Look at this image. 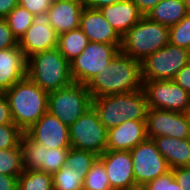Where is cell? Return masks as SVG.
I'll return each instance as SVG.
<instances>
[{
    "label": "cell",
    "mask_w": 190,
    "mask_h": 190,
    "mask_svg": "<svg viewBox=\"0 0 190 190\" xmlns=\"http://www.w3.org/2000/svg\"><path fill=\"white\" fill-rule=\"evenodd\" d=\"M86 87L92 98L142 89L141 62L120 51Z\"/></svg>",
    "instance_id": "obj_1"
},
{
    "label": "cell",
    "mask_w": 190,
    "mask_h": 190,
    "mask_svg": "<svg viewBox=\"0 0 190 190\" xmlns=\"http://www.w3.org/2000/svg\"><path fill=\"white\" fill-rule=\"evenodd\" d=\"M4 94L10 106L13 123L23 132L47 112L48 92L28 76L15 83Z\"/></svg>",
    "instance_id": "obj_2"
},
{
    "label": "cell",
    "mask_w": 190,
    "mask_h": 190,
    "mask_svg": "<svg viewBox=\"0 0 190 190\" xmlns=\"http://www.w3.org/2000/svg\"><path fill=\"white\" fill-rule=\"evenodd\" d=\"M92 107L107 130L126 120H146L148 103L142 89L92 98Z\"/></svg>",
    "instance_id": "obj_3"
},
{
    "label": "cell",
    "mask_w": 190,
    "mask_h": 190,
    "mask_svg": "<svg viewBox=\"0 0 190 190\" xmlns=\"http://www.w3.org/2000/svg\"><path fill=\"white\" fill-rule=\"evenodd\" d=\"M27 76L48 93L73 83L70 63L57 47L30 56Z\"/></svg>",
    "instance_id": "obj_4"
},
{
    "label": "cell",
    "mask_w": 190,
    "mask_h": 190,
    "mask_svg": "<svg viewBox=\"0 0 190 190\" xmlns=\"http://www.w3.org/2000/svg\"><path fill=\"white\" fill-rule=\"evenodd\" d=\"M169 43V27L143 16L122 37L121 51L142 62Z\"/></svg>",
    "instance_id": "obj_5"
},
{
    "label": "cell",
    "mask_w": 190,
    "mask_h": 190,
    "mask_svg": "<svg viewBox=\"0 0 190 190\" xmlns=\"http://www.w3.org/2000/svg\"><path fill=\"white\" fill-rule=\"evenodd\" d=\"M92 107V96L86 85L73 82L48 93L47 111L70 127Z\"/></svg>",
    "instance_id": "obj_6"
},
{
    "label": "cell",
    "mask_w": 190,
    "mask_h": 190,
    "mask_svg": "<svg viewBox=\"0 0 190 190\" xmlns=\"http://www.w3.org/2000/svg\"><path fill=\"white\" fill-rule=\"evenodd\" d=\"M121 46L122 44L89 42L83 52L70 62L73 82L87 85L110 64L121 51Z\"/></svg>",
    "instance_id": "obj_7"
},
{
    "label": "cell",
    "mask_w": 190,
    "mask_h": 190,
    "mask_svg": "<svg viewBox=\"0 0 190 190\" xmlns=\"http://www.w3.org/2000/svg\"><path fill=\"white\" fill-rule=\"evenodd\" d=\"M189 62V50L168 43L141 62L142 80H173Z\"/></svg>",
    "instance_id": "obj_8"
},
{
    "label": "cell",
    "mask_w": 190,
    "mask_h": 190,
    "mask_svg": "<svg viewBox=\"0 0 190 190\" xmlns=\"http://www.w3.org/2000/svg\"><path fill=\"white\" fill-rule=\"evenodd\" d=\"M108 130L99 120L93 107H90L70 127L71 148L82 149L102 155L107 148Z\"/></svg>",
    "instance_id": "obj_9"
},
{
    "label": "cell",
    "mask_w": 190,
    "mask_h": 190,
    "mask_svg": "<svg viewBox=\"0 0 190 190\" xmlns=\"http://www.w3.org/2000/svg\"><path fill=\"white\" fill-rule=\"evenodd\" d=\"M135 184L141 189L148 182L170 171V167L157 149L153 139H146L130 150Z\"/></svg>",
    "instance_id": "obj_10"
},
{
    "label": "cell",
    "mask_w": 190,
    "mask_h": 190,
    "mask_svg": "<svg viewBox=\"0 0 190 190\" xmlns=\"http://www.w3.org/2000/svg\"><path fill=\"white\" fill-rule=\"evenodd\" d=\"M148 108L187 113L190 94L173 80L143 81Z\"/></svg>",
    "instance_id": "obj_11"
},
{
    "label": "cell",
    "mask_w": 190,
    "mask_h": 190,
    "mask_svg": "<svg viewBox=\"0 0 190 190\" xmlns=\"http://www.w3.org/2000/svg\"><path fill=\"white\" fill-rule=\"evenodd\" d=\"M20 145L24 170H39L52 175L65 165V158L70 149H48L32 140L25 132L21 137Z\"/></svg>",
    "instance_id": "obj_12"
},
{
    "label": "cell",
    "mask_w": 190,
    "mask_h": 190,
    "mask_svg": "<svg viewBox=\"0 0 190 190\" xmlns=\"http://www.w3.org/2000/svg\"><path fill=\"white\" fill-rule=\"evenodd\" d=\"M146 134L148 139L161 136L177 139L190 138V118L188 113L148 109Z\"/></svg>",
    "instance_id": "obj_13"
},
{
    "label": "cell",
    "mask_w": 190,
    "mask_h": 190,
    "mask_svg": "<svg viewBox=\"0 0 190 190\" xmlns=\"http://www.w3.org/2000/svg\"><path fill=\"white\" fill-rule=\"evenodd\" d=\"M57 45L58 34L50 26L47 12L34 15L32 25L18 41L26 59L36 53L56 48Z\"/></svg>",
    "instance_id": "obj_14"
},
{
    "label": "cell",
    "mask_w": 190,
    "mask_h": 190,
    "mask_svg": "<svg viewBox=\"0 0 190 190\" xmlns=\"http://www.w3.org/2000/svg\"><path fill=\"white\" fill-rule=\"evenodd\" d=\"M98 159L105 167L112 190H138L130 151L106 150Z\"/></svg>",
    "instance_id": "obj_15"
},
{
    "label": "cell",
    "mask_w": 190,
    "mask_h": 190,
    "mask_svg": "<svg viewBox=\"0 0 190 190\" xmlns=\"http://www.w3.org/2000/svg\"><path fill=\"white\" fill-rule=\"evenodd\" d=\"M25 133L48 149L71 148L69 127L48 111Z\"/></svg>",
    "instance_id": "obj_16"
},
{
    "label": "cell",
    "mask_w": 190,
    "mask_h": 190,
    "mask_svg": "<svg viewBox=\"0 0 190 190\" xmlns=\"http://www.w3.org/2000/svg\"><path fill=\"white\" fill-rule=\"evenodd\" d=\"M146 139V120H126L108 130L106 150L130 151Z\"/></svg>",
    "instance_id": "obj_17"
},
{
    "label": "cell",
    "mask_w": 190,
    "mask_h": 190,
    "mask_svg": "<svg viewBox=\"0 0 190 190\" xmlns=\"http://www.w3.org/2000/svg\"><path fill=\"white\" fill-rule=\"evenodd\" d=\"M79 28L88 37L89 42L122 44V38L104 18L99 9L84 7Z\"/></svg>",
    "instance_id": "obj_18"
},
{
    "label": "cell",
    "mask_w": 190,
    "mask_h": 190,
    "mask_svg": "<svg viewBox=\"0 0 190 190\" xmlns=\"http://www.w3.org/2000/svg\"><path fill=\"white\" fill-rule=\"evenodd\" d=\"M27 76V59L17 45L0 50V92L10 89Z\"/></svg>",
    "instance_id": "obj_19"
},
{
    "label": "cell",
    "mask_w": 190,
    "mask_h": 190,
    "mask_svg": "<svg viewBox=\"0 0 190 190\" xmlns=\"http://www.w3.org/2000/svg\"><path fill=\"white\" fill-rule=\"evenodd\" d=\"M84 7L73 1L54 0L47 11L50 26L58 35L79 28Z\"/></svg>",
    "instance_id": "obj_20"
},
{
    "label": "cell",
    "mask_w": 190,
    "mask_h": 190,
    "mask_svg": "<svg viewBox=\"0 0 190 190\" xmlns=\"http://www.w3.org/2000/svg\"><path fill=\"white\" fill-rule=\"evenodd\" d=\"M99 10L121 38L143 17L132 0H122Z\"/></svg>",
    "instance_id": "obj_21"
},
{
    "label": "cell",
    "mask_w": 190,
    "mask_h": 190,
    "mask_svg": "<svg viewBox=\"0 0 190 190\" xmlns=\"http://www.w3.org/2000/svg\"><path fill=\"white\" fill-rule=\"evenodd\" d=\"M153 141L170 169L190 166V138L177 139L161 136L153 138Z\"/></svg>",
    "instance_id": "obj_22"
},
{
    "label": "cell",
    "mask_w": 190,
    "mask_h": 190,
    "mask_svg": "<svg viewBox=\"0 0 190 190\" xmlns=\"http://www.w3.org/2000/svg\"><path fill=\"white\" fill-rule=\"evenodd\" d=\"M188 13L183 0H161L147 17L151 21L170 27L178 24Z\"/></svg>",
    "instance_id": "obj_23"
},
{
    "label": "cell",
    "mask_w": 190,
    "mask_h": 190,
    "mask_svg": "<svg viewBox=\"0 0 190 190\" xmlns=\"http://www.w3.org/2000/svg\"><path fill=\"white\" fill-rule=\"evenodd\" d=\"M88 43V37L80 28H77L58 35L57 48L63 57L70 63L83 52Z\"/></svg>",
    "instance_id": "obj_24"
},
{
    "label": "cell",
    "mask_w": 190,
    "mask_h": 190,
    "mask_svg": "<svg viewBox=\"0 0 190 190\" xmlns=\"http://www.w3.org/2000/svg\"><path fill=\"white\" fill-rule=\"evenodd\" d=\"M18 190H54L53 176L39 170H24L18 177Z\"/></svg>",
    "instance_id": "obj_25"
},
{
    "label": "cell",
    "mask_w": 190,
    "mask_h": 190,
    "mask_svg": "<svg viewBox=\"0 0 190 190\" xmlns=\"http://www.w3.org/2000/svg\"><path fill=\"white\" fill-rule=\"evenodd\" d=\"M24 171L21 145L0 150V174L19 177Z\"/></svg>",
    "instance_id": "obj_26"
},
{
    "label": "cell",
    "mask_w": 190,
    "mask_h": 190,
    "mask_svg": "<svg viewBox=\"0 0 190 190\" xmlns=\"http://www.w3.org/2000/svg\"><path fill=\"white\" fill-rule=\"evenodd\" d=\"M98 158L99 156L93 152L70 148L65 158V165L75 170L76 173L82 174L85 179Z\"/></svg>",
    "instance_id": "obj_27"
},
{
    "label": "cell",
    "mask_w": 190,
    "mask_h": 190,
    "mask_svg": "<svg viewBox=\"0 0 190 190\" xmlns=\"http://www.w3.org/2000/svg\"><path fill=\"white\" fill-rule=\"evenodd\" d=\"M52 176L54 190H83L82 174L76 173L69 166L64 165Z\"/></svg>",
    "instance_id": "obj_28"
},
{
    "label": "cell",
    "mask_w": 190,
    "mask_h": 190,
    "mask_svg": "<svg viewBox=\"0 0 190 190\" xmlns=\"http://www.w3.org/2000/svg\"><path fill=\"white\" fill-rule=\"evenodd\" d=\"M34 15L27 9L17 5L7 16L6 20L14 37L19 41L26 30L32 25Z\"/></svg>",
    "instance_id": "obj_29"
},
{
    "label": "cell",
    "mask_w": 190,
    "mask_h": 190,
    "mask_svg": "<svg viewBox=\"0 0 190 190\" xmlns=\"http://www.w3.org/2000/svg\"><path fill=\"white\" fill-rule=\"evenodd\" d=\"M83 190H112L105 167L99 159L86 174Z\"/></svg>",
    "instance_id": "obj_30"
},
{
    "label": "cell",
    "mask_w": 190,
    "mask_h": 190,
    "mask_svg": "<svg viewBox=\"0 0 190 190\" xmlns=\"http://www.w3.org/2000/svg\"><path fill=\"white\" fill-rule=\"evenodd\" d=\"M169 43L190 51V12L178 24L169 27Z\"/></svg>",
    "instance_id": "obj_31"
},
{
    "label": "cell",
    "mask_w": 190,
    "mask_h": 190,
    "mask_svg": "<svg viewBox=\"0 0 190 190\" xmlns=\"http://www.w3.org/2000/svg\"><path fill=\"white\" fill-rule=\"evenodd\" d=\"M23 133L15 124L0 125V150L17 147Z\"/></svg>",
    "instance_id": "obj_32"
},
{
    "label": "cell",
    "mask_w": 190,
    "mask_h": 190,
    "mask_svg": "<svg viewBox=\"0 0 190 190\" xmlns=\"http://www.w3.org/2000/svg\"><path fill=\"white\" fill-rule=\"evenodd\" d=\"M142 190H183L177 183L172 170L148 182L141 188Z\"/></svg>",
    "instance_id": "obj_33"
},
{
    "label": "cell",
    "mask_w": 190,
    "mask_h": 190,
    "mask_svg": "<svg viewBox=\"0 0 190 190\" xmlns=\"http://www.w3.org/2000/svg\"><path fill=\"white\" fill-rule=\"evenodd\" d=\"M18 45L12 30L5 18H0V50L12 48Z\"/></svg>",
    "instance_id": "obj_34"
},
{
    "label": "cell",
    "mask_w": 190,
    "mask_h": 190,
    "mask_svg": "<svg viewBox=\"0 0 190 190\" xmlns=\"http://www.w3.org/2000/svg\"><path fill=\"white\" fill-rule=\"evenodd\" d=\"M54 0H18V5L27 9L33 15L46 13Z\"/></svg>",
    "instance_id": "obj_35"
},
{
    "label": "cell",
    "mask_w": 190,
    "mask_h": 190,
    "mask_svg": "<svg viewBox=\"0 0 190 190\" xmlns=\"http://www.w3.org/2000/svg\"><path fill=\"white\" fill-rule=\"evenodd\" d=\"M177 183L183 190H190V166L171 169Z\"/></svg>",
    "instance_id": "obj_36"
},
{
    "label": "cell",
    "mask_w": 190,
    "mask_h": 190,
    "mask_svg": "<svg viewBox=\"0 0 190 190\" xmlns=\"http://www.w3.org/2000/svg\"><path fill=\"white\" fill-rule=\"evenodd\" d=\"M173 81L190 94V62L177 72Z\"/></svg>",
    "instance_id": "obj_37"
},
{
    "label": "cell",
    "mask_w": 190,
    "mask_h": 190,
    "mask_svg": "<svg viewBox=\"0 0 190 190\" xmlns=\"http://www.w3.org/2000/svg\"><path fill=\"white\" fill-rule=\"evenodd\" d=\"M14 124L10 106L4 92H0V125Z\"/></svg>",
    "instance_id": "obj_38"
},
{
    "label": "cell",
    "mask_w": 190,
    "mask_h": 190,
    "mask_svg": "<svg viewBox=\"0 0 190 190\" xmlns=\"http://www.w3.org/2000/svg\"><path fill=\"white\" fill-rule=\"evenodd\" d=\"M0 190H18V177L0 174Z\"/></svg>",
    "instance_id": "obj_39"
},
{
    "label": "cell",
    "mask_w": 190,
    "mask_h": 190,
    "mask_svg": "<svg viewBox=\"0 0 190 190\" xmlns=\"http://www.w3.org/2000/svg\"><path fill=\"white\" fill-rule=\"evenodd\" d=\"M143 16L147 14L161 1V0H132Z\"/></svg>",
    "instance_id": "obj_40"
},
{
    "label": "cell",
    "mask_w": 190,
    "mask_h": 190,
    "mask_svg": "<svg viewBox=\"0 0 190 190\" xmlns=\"http://www.w3.org/2000/svg\"><path fill=\"white\" fill-rule=\"evenodd\" d=\"M17 5L18 0H0V18H6Z\"/></svg>",
    "instance_id": "obj_41"
},
{
    "label": "cell",
    "mask_w": 190,
    "mask_h": 190,
    "mask_svg": "<svg viewBox=\"0 0 190 190\" xmlns=\"http://www.w3.org/2000/svg\"><path fill=\"white\" fill-rule=\"evenodd\" d=\"M122 0H87L85 7L90 9H100L102 7L121 2Z\"/></svg>",
    "instance_id": "obj_42"
},
{
    "label": "cell",
    "mask_w": 190,
    "mask_h": 190,
    "mask_svg": "<svg viewBox=\"0 0 190 190\" xmlns=\"http://www.w3.org/2000/svg\"><path fill=\"white\" fill-rule=\"evenodd\" d=\"M66 1H73V2H76V3H80V4L84 5V6L87 3V0H66Z\"/></svg>",
    "instance_id": "obj_43"
},
{
    "label": "cell",
    "mask_w": 190,
    "mask_h": 190,
    "mask_svg": "<svg viewBox=\"0 0 190 190\" xmlns=\"http://www.w3.org/2000/svg\"><path fill=\"white\" fill-rule=\"evenodd\" d=\"M183 1L187 7L188 12H190V0H183Z\"/></svg>",
    "instance_id": "obj_44"
},
{
    "label": "cell",
    "mask_w": 190,
    "mask_h": 190,
    "mask_svg": "<svg viewBox=\"0 0 190 190\" xmlns=\"http://www.w3.org/2000/svg\"><path fill=\"white\" fill-rule=\"evenodd\" d=\"M187 113H188V116H189V118H190V107H189V110H188V112H187Z\"/></svg>",
    "instance_id": "obj_45"
}]
</instances>
